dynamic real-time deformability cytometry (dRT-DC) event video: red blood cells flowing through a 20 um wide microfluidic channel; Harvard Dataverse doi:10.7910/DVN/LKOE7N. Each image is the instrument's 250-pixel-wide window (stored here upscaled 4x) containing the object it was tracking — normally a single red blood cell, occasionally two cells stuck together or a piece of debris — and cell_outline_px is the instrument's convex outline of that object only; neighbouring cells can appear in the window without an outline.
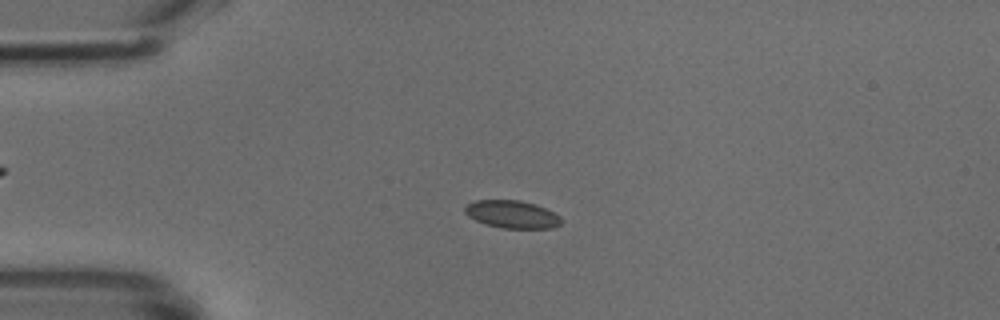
{"species": "common noctule bat (a hibernating species)", "species_latin": "Nyctalus noctula", "temperature_condition": "cold", "stored_images_in_passage": 45, "camera_frame_rate_fps": 3000, "um_per_image_px": 0.085, "animal": {"sex": "male", "body_mass_g": 18.8}, "frame": {"image": 1, "passage_image": 8, "time_ms": 2.333, "image_size_px": [1000, 320], "cell_outline_px": [[560, 224], [552, 228], [504, 228], [484, 224], [468, 216], [464, 212], [464, 208], [468, 204], [476, 200], [520, 200], [536, 204], [560, 216]], "centroid_in_image_um": [43.5, 18.21], "position_along_channel_um": 41.5, "area_um2": 15.43}}
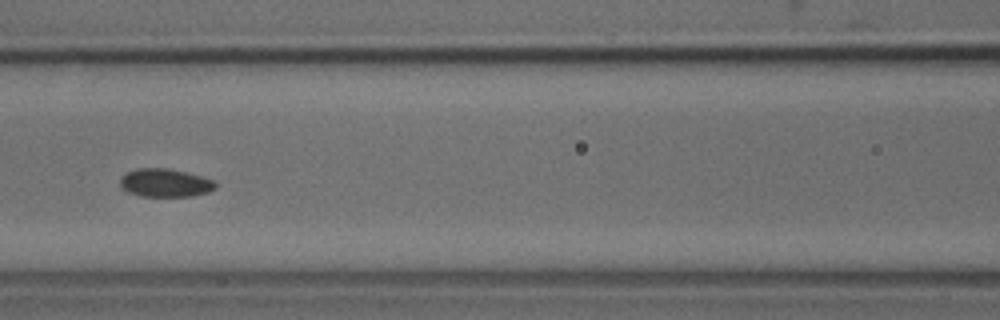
{"frame": {"image": 2, "passage_image": 18, "time_ms": 5.667, "image_size_px": [1000, 320], "cell_outline_px": [[216, 188], [208, 192], [192, 196], [140, 196], [128, 192], [120, 188], [120, 176], [136, 168], [168, 168], [188, 172], [216, 180]], "centroid_in_image_um": [14.04, 15.53], "position_along_channel_um": 152.6, "area_um2": 15.95}}
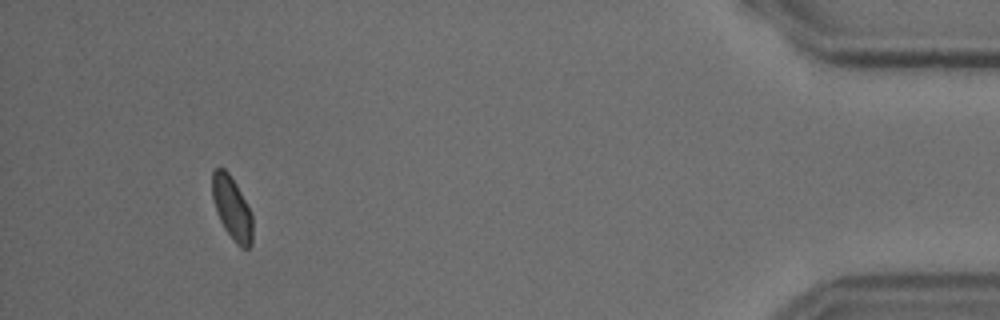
{"frame": {"image": 3, "passage_image": 42, "time_ms": 13.667, "image_size_px": [1000, 320], "cell_outline_px": [[252, 244], [248, 248], [240, 248], [236, 244], [224, 228], [220, 220], [212, 196], [212, 172], [216, 168], [224, 168], [228, 172], [236, 184], [252, 216]], "centroid_in_image_um": [19.71, 17.71], "position_along_channel_um": 415.5, "area_um2": 14.57}}